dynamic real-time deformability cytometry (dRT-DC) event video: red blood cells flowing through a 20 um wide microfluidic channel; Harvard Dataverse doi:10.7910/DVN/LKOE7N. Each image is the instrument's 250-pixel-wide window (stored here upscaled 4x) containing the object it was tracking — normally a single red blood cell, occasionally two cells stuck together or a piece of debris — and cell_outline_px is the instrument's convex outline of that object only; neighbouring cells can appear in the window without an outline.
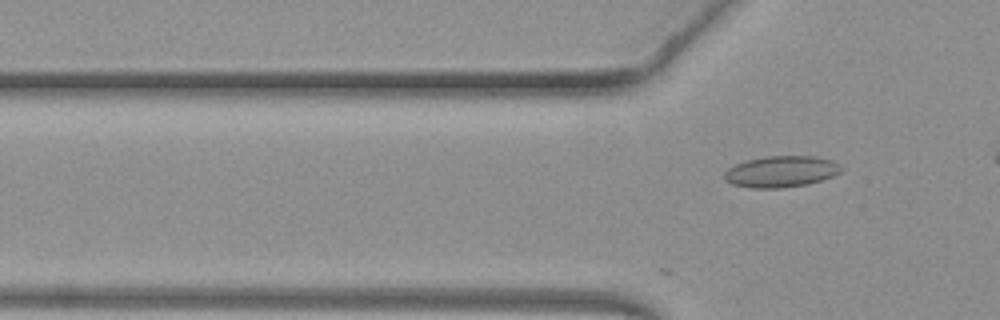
{"species": "common noctule bat (a hibernating species)", "species_latin": "Nyctalus noctula", "temperature_condition": "warm", "stored_images_in_passage": 12, "camera_frame_rate_fps": 3000, "um_per_image_px": 0.085, "animal": {"sex": "female", "body_mass_g": 19.3, "forearm_length_mm": 54.1}, "frame": {"image": 1, "passage_image": 12, "time_ms": 3.667, "image_size_px": [1000, 320], "cell_outline_px": [[844, 168], [840, 172], [832, 176], [808, 184], [780, 188], [752, 188], [732, 184], [724, 180], [724, 172], [728, 168], [736, 164], [748, 160], [764, 156], [816, 156], [832, 160], [840, 164]], "centroid_in_image_um": [66.4, 14.58], "position_along_channel_um": 59.4, "area_um2": 21.39}}